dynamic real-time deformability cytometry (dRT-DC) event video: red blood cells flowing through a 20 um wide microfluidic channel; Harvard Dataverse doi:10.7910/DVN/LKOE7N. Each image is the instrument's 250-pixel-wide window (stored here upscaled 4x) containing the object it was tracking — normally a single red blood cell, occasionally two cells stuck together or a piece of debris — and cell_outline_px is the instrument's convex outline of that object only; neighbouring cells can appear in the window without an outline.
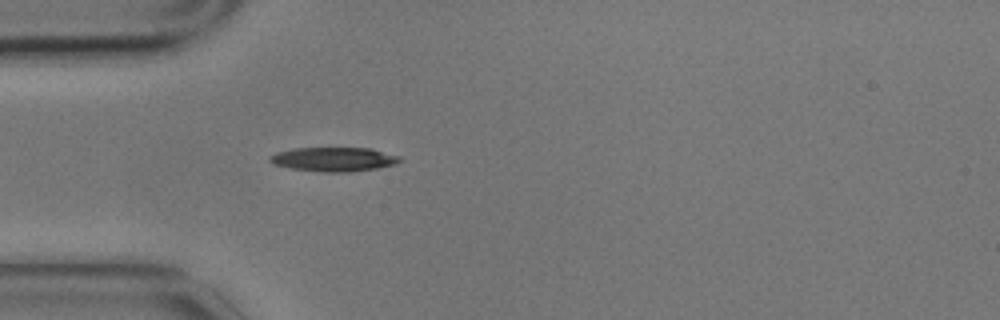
{"species": "common noctule bat (a hibernating species)", "species_latin": "Nyctalus noctula", "temperature_condition": "cold", "stored_images_in_passage": 1, "camera_frame_rate_fps": 3000, "um_per_image_px": 0.085, "animal": {"sex": "male", "body_mass_g": 17.9}, "frame": {"image": 1, "passage_image": 1, "time_ms": 0.0, "image_size_px": [1000, 320], "cell_outline_px": [[400, 160], [396, 164], [376, 168], [348, 172], [324, 172], [292, 168], [272, 164], [268, 160], [268, 156], [276, 152], [292, 148], [372, 148], [400, 156]], "centroid_in_image_um": [28.34, 13.53], "position_along_channel_um": 56.7, "area_um2": 18.32}}